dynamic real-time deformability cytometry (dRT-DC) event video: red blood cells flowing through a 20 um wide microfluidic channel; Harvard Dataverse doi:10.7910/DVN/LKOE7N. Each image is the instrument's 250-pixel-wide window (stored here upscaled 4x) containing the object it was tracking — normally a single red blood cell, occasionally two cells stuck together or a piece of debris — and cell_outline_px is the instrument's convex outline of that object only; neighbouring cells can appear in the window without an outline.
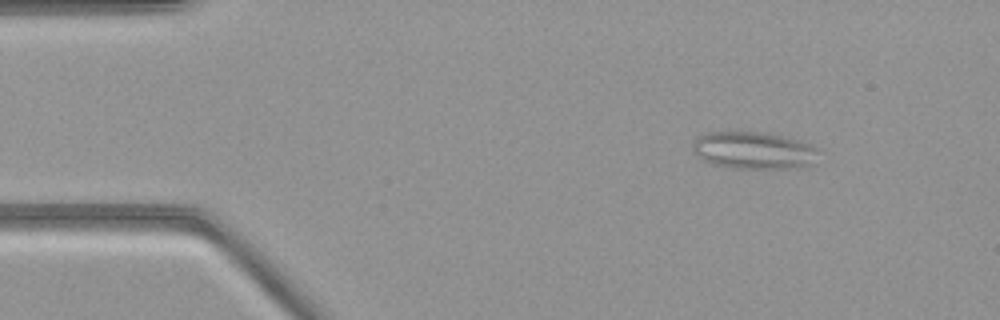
{"species": "common noctule bat (a hibernating species)", "species_latin": "Nyctalus noctula", "temperature_condition": "warm", "stored_images_in_passage": 52, "camera_frame_rate_fps": 3000, "um_per_image_px": 0.085, "animal": {"sex": "female", "body_mass_g": 21.9}, "frame": {"image": 1, "passage_image": 6, "time_ms": 1.667, "image_size_px": [1000, 320], "cell_outline_px": [[820, 148], [808, 164], [804, 168], [736, 168], [712, 164], [696, 156], [692, 144], [696, 136], [704, 132], [764, 132], [784, 136]], "centroid_in_image_um": [64.0, 12.77], "position_along_channel_um": 21.0, "area_um2": 27.17}}
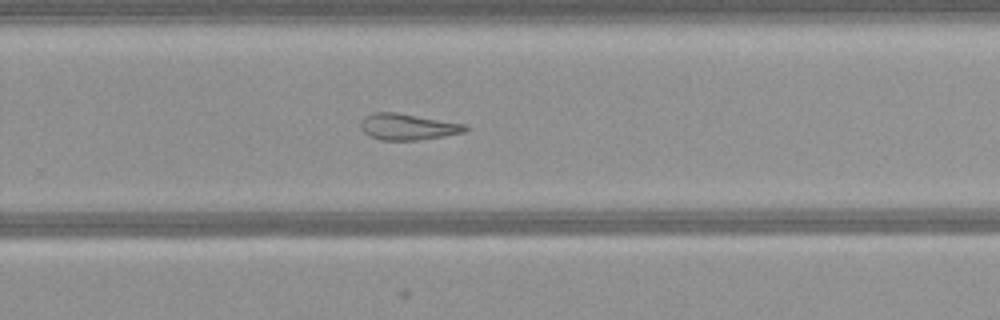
{"frame": {"image": 2, "passage_image": 33, "time_ms": 10.667, "image_size_px": [1000, 320], "cell_outline_px": [[468, 128], [464, 132], [444, 136], [416, 140], [380, 140], [368, 136], [360, 128], [360, 124], [364, 116], [372, 112], [396, 112], [468, 124]], "centroid_in_image_um": [34.64, 10.77], "position_along_channel_um": 295.2, "area_um2": 16.18}}
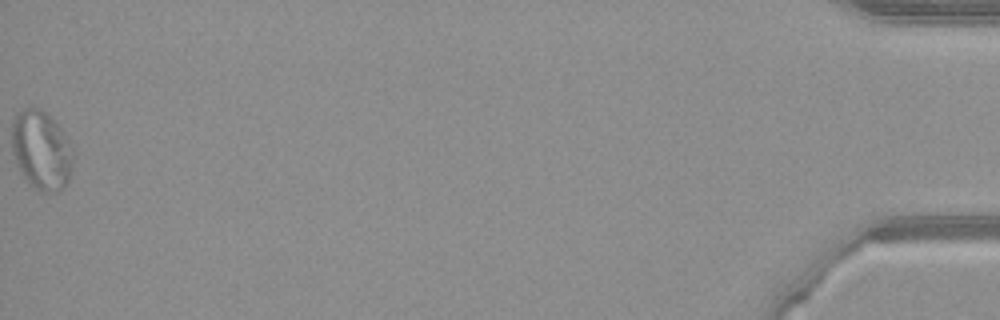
{"frame": {"image": 3, "passage_image": 52, "time_ms": 17.0, "image_size_px": [1000, 320], "cell_outline_px": [[72, 168], [68, 180], [64, 188], [56, 192], [44, 192], [28, 184], [12, 152], [12, 120], [16, 112], [24, 108], [36, 108], [44, 112], [68, 136], [72, 148]], "centroid_in_image_um": [3.52, 12.77], "position_along_channel_um": 431.7, "area_um2": 28.09}}